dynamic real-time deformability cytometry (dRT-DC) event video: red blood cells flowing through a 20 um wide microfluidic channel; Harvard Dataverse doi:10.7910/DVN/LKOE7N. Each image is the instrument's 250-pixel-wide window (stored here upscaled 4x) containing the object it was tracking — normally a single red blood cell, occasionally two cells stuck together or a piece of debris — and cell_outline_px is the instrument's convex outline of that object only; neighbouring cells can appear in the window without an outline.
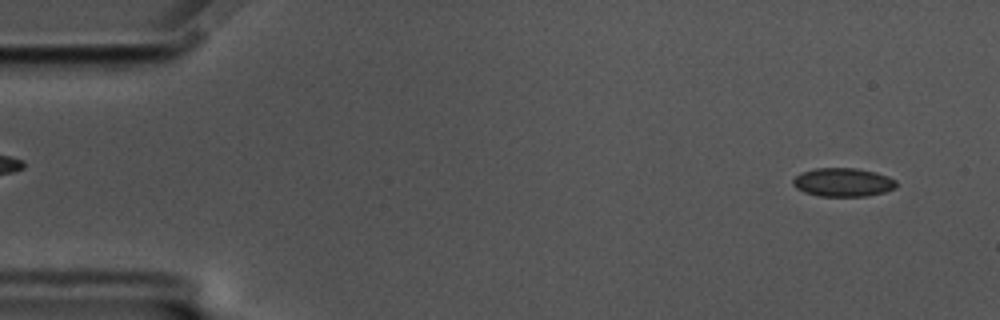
{"species": "common noctule bat (a hibernating species)", "species_latin": "Nyctalus noctula", "temperature_condition": "cold", "stored_images_in_passage": 14, "camera_frame_rate_fps": 3000, "um_per_image_px": 0.085, "animal": {"sex": "male", "body_mass_g": 17.5, "forearm_length_mm": 52.3}, "frame": {"image": 1, "passage_image": 3, "time_ms": 0.667, "image_size_px": [1000, 320], "cell_outline_px": [[896, 188], [884, 192], [868, 196], [820, 196], [804, 192], [796, 188], [792, 184], [792, 180], [796, 176], [804, 172], [816, 168], [856, 168], [876, 172], [888, 176], [896, 180]], "centroid_in_image_um": [71.67, 15.5], "position_along_channel_um": 13.3, "area_um2": 17.22}}